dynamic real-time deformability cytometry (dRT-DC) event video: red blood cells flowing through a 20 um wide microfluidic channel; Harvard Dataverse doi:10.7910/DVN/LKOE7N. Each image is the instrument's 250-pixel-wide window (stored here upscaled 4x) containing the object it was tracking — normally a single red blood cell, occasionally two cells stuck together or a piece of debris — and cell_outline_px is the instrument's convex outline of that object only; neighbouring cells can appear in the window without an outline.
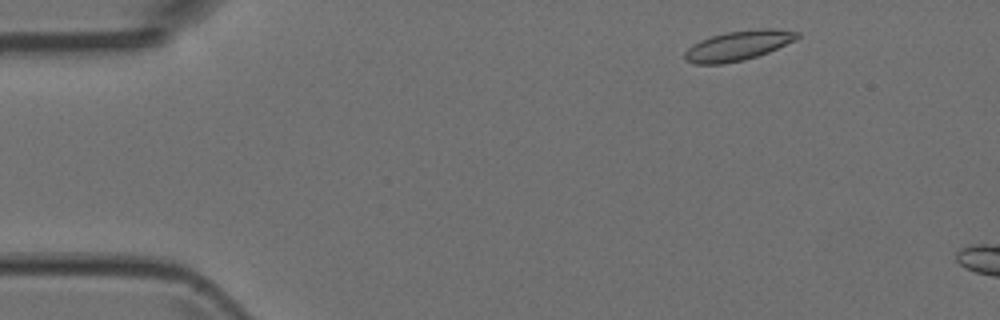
{"species": "Egyptian fruit bat (a non-hibernating species)", "species_latin": "Rousettus aegyptiacus", "temperature_condition": "room temperature", "stored_images_in_passage": 2, "camera_frame_rate_fps": 3000, "um_per_image_px": 0.085, "animal": {"sex": "female"}, "frame": {"image": 1, "passage_image": 1, "time_ms": 0.0, "image_size_px": [1000, 320], "cell_outline_px": [[800, 36], [796, 40], [768, 52], [744, 60], [724, 64], [696, 64], [684, 60], [684, 52], [692, 44], [700, 40], [712, 36], [728, 32], [760, 28], [772, 28], [800, 32]], "centroid_in_image_um": [62.74, 3.88], "position_along_channel_um": 22.3, "area_um2": 19.54}}